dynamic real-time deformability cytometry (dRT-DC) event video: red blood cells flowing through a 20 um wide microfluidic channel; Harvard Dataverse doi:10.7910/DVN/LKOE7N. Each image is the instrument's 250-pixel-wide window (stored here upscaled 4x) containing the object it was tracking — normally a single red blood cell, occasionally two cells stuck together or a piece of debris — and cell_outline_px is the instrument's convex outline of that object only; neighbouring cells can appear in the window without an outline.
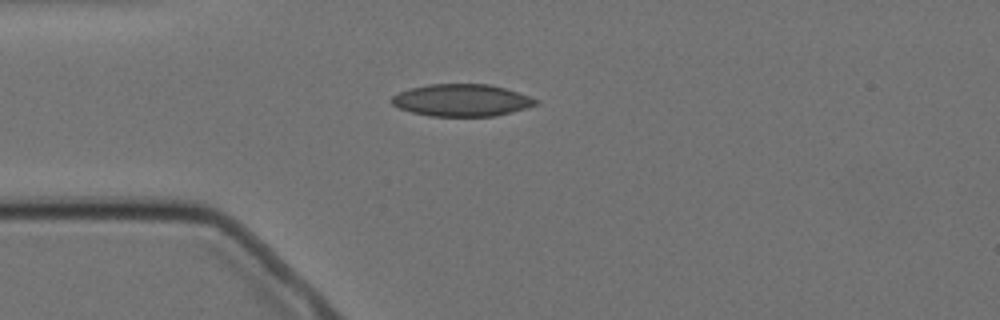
{"species": "Egyptian fruit bat (a non-hibernating species)", "species_latin": "Rousettus aegyptiacus", "temperature_condition": "cold", "stored_images_in_passage": 9, "camera_frame_rate_fps": 3000, "um_per_image_px": 0.085, "animal": {"sex": "female"}, "frame": {"image": 1, "passage_image": 4, "time_ms": 3.667, "image_size_px": [1000, 320], "cell_outline_px": [[540, 104], [528, 108], [496, 116], [432, 116], [412, 112], [400, 108], [392, 104], [392, 96], [400, 92], [412, 88], [428, 84], [488, 84], [504, 88], [540, 100]], "centroid_in_image_um": [39.29, 8.52], "position_along_channel_um": 45.7, "area_um2": 26.88}}
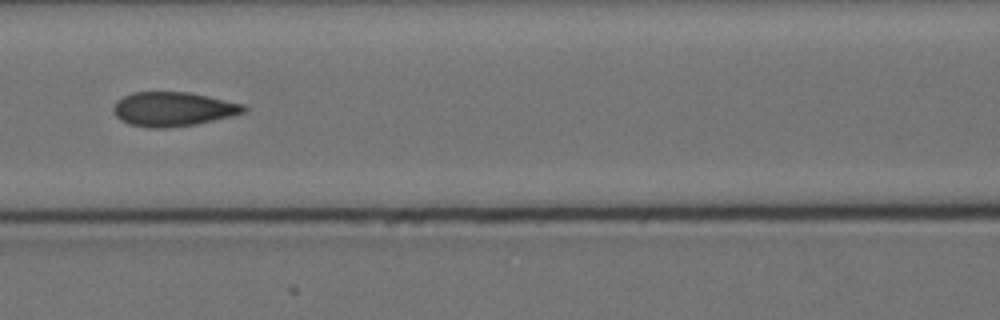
{"frame": {"image": 2, "passage_image": 7, "time_ms": 7.0, "image_size_px": [1000, 320], "cell_outline_px": [[248, 112], [232, 116], [196, 124], [168, 128], [148, 128], [128, 124], [120, 120], [116, 116], [112, 108], [124, 96], [132, 92], [188, 92], [244, 104], [248, 108]], "centroid_in_image_um": [14.74, 9.28], "position_along_channel_um": 151.9, "area_um2": 26.07}}
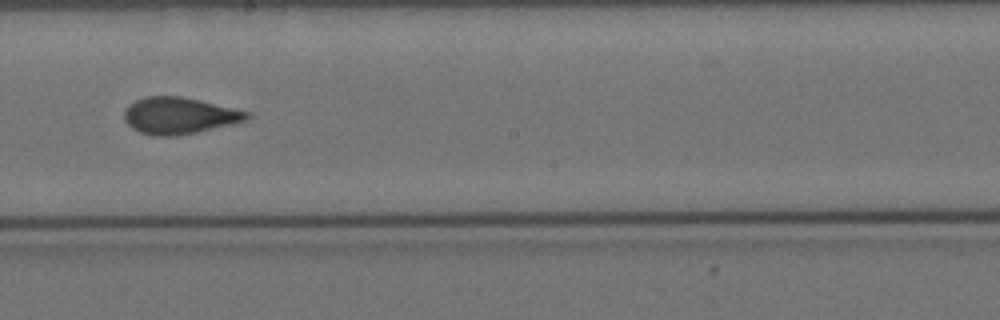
{"frame": {"image": 3, "passage_image": 9, "time_ms": 9.333, "image_size_px": [1000, 320], "cell_outline_px": [[252, 116], [248, 120], [232, 124], [196, 132], [176, 136], [156, 136], [140, 132], [132, 128], [124, 120], [124, 108], [128, 104], [136, 100], [148, 96], [180, 96], [252, 112]], "centroid_in_image_um": [15.24, 9.83], "position_along_channel_um": 233.0, "area_um2": 26.24}}